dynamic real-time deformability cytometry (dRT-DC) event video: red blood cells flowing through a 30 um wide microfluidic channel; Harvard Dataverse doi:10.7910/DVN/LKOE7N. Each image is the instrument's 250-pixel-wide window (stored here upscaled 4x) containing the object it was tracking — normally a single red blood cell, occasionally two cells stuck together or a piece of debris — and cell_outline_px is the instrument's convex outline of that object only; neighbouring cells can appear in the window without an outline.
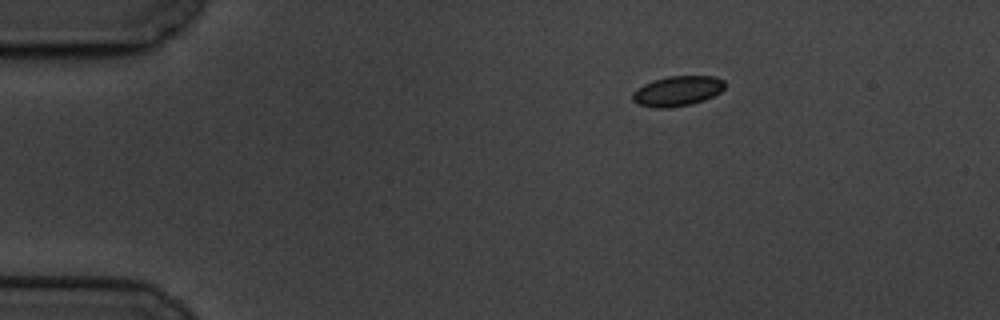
{"species": "common noctule bat (a hibernating species)", "species_latin": "Nyctalus noctula", "temperature_condition": "cold", "stored_images_in_passage": 5, "camera_frame_rate_fps": 3000, "um_per_image_px": 0.085, "animal": {"sex": "male", "body_mass_g": 19.5, "forearm_length_mm": 54.6}, "frame": {"image": 1, "passage_image": 1, "time_ms": 0.0, "image_size_px": [1000, 320], "cell_outline_px": [[724, 88], [720, 92], [704, 100], [692, 104], [668, 108], [656, 108], [636, 104], [632, 100], [632, 92], [644, 84], [668, 76], [716, 76], [724, 80]], "centroid_in_image_um": [57.57, 7.74], "position_along_channel_um": 27.4, "area_um2": 16.18}}
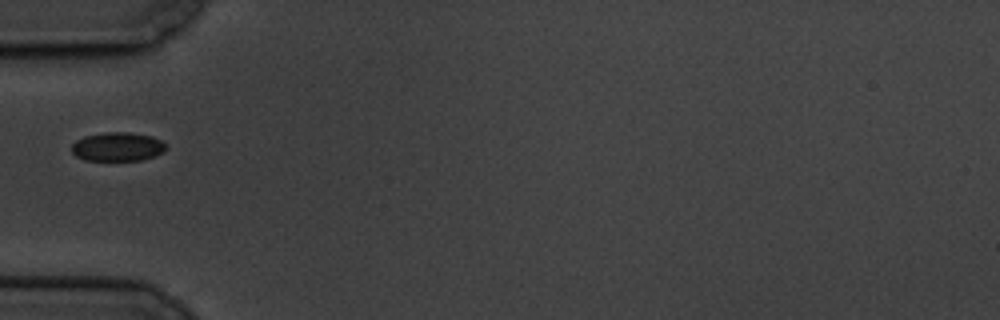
{"frame": {"image": 2, "passage_image": 4, "time_ms": 3.333, "image_size_px": [1000, 320], "cell_outline_px": [[164, 152], [140, 160], [84, 160], [76, 156], [72, 152], [72, 144], [76, 140], [84, 136], [104, 132], [128, 132], [152, 136], [160, 140], [164, 144]], "centroid_in_image_um": [9.95, 12.46], "position_along_channel_um": 75.1, "area_um2": 15.72}}
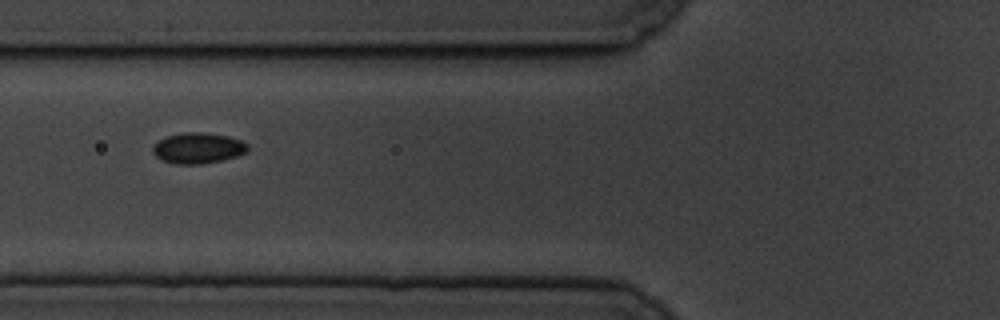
{"frame": {"image": 3, "passage_image": 5, "time_ms": 4.333, "image_size_px": [1000, 320], "cell_outline_px": [[248, 148], [244, 152], [236, 156], [204, 164], [176, 164], [160, 160], [152, 152], [152, 148], [160, 140], [168, 136], [184, 132], [204, 132], [228, 136], [240, 140], [248, 144]], "centroid_in_image_um": [16.81, 12.59], "position_along_channel_um": 109.0, "area_um2": 16.88}}